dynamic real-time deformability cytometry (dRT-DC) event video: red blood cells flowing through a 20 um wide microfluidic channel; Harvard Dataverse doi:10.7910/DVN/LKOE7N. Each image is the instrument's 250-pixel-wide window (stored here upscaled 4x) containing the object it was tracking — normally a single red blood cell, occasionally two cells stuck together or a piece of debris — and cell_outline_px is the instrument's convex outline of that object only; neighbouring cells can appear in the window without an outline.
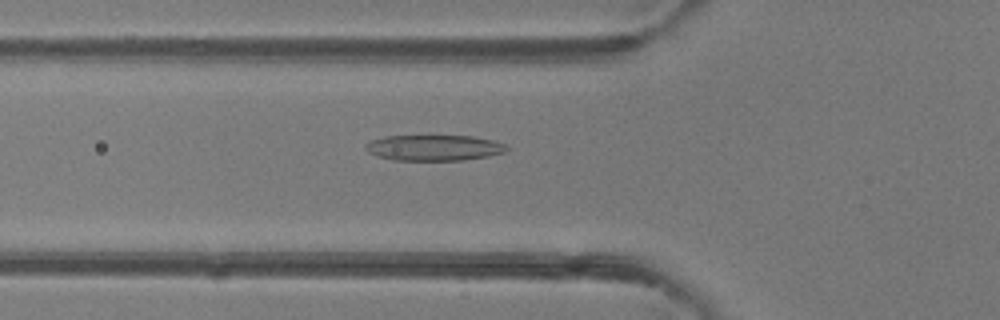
{"species": "common noctule bat (a hibernating species)", "species_latin": "Nyctalus noctula", "temperature_condition": "room temperature", "stored_images_in_passage": 48, "camera_frame_rate_fps": 3000, "um_per_image_px": 0.085, "animal": {"sex": "female"}, "frame": {"image": 1, "passage_image": 17, "time_ms": 5.333, "image_size_px": [1000, 320], "cell_outline_px": [[508, 148], [504, 152], [488, 156], [464, 160], [392, 160], [368, 152], [364, 148], [364, 144], [372, 140], [384, 136], [472, 136], [492, 140], [508, 144]], "centroid_in_image_um": [36.9, 12.56], "position_along_channel_um": 88.9, "area_um2": 21.15}}
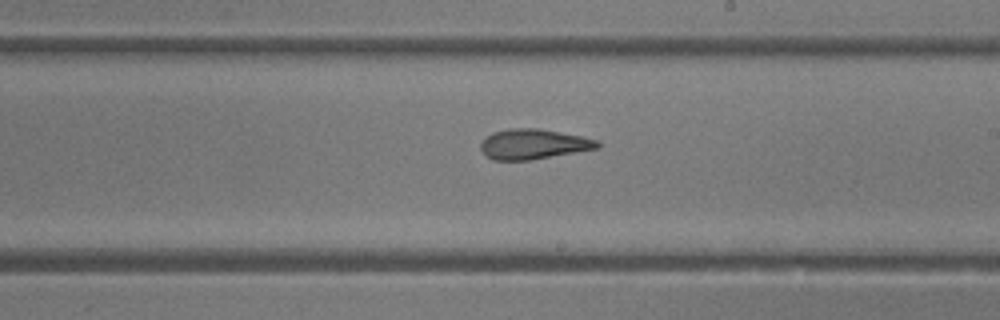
{"frame": {"image": 2, "passage_image": 28, "time_ms": 9.0, "image_size_px": [1000, 320], "cell_outline_px": [[600, 148], [528, 160], [492, 160], [480, 148], [480, 140], [492, 132], [508, 128], [540, 128], [580, 136], [596, 140], [600, 144]], "centroid_in_image_um": [45.29, 12.24], "position_along_channel_um": 243.7, "area_um2": 20.46}}
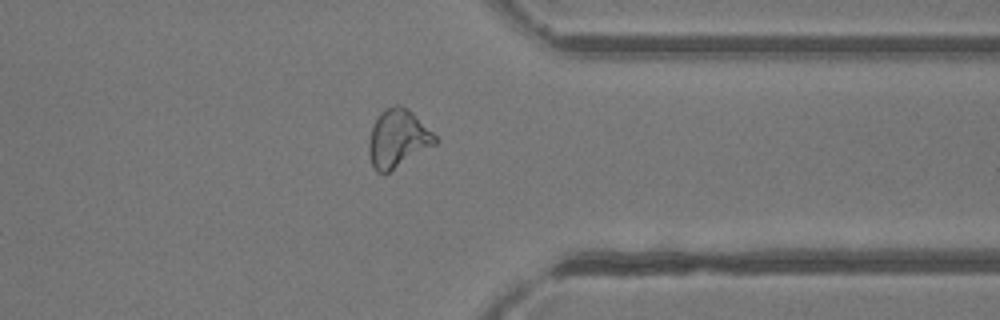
{"frame": {"image": 3, "passage_image": 38, "time_ms": 12.333, "image_size_px": [1000, 320], "cell_outline_px": [[440, 140], [436, 144], [384, 176], [376, 172], [372, 168], [368, 152], [368, 140], [372, 128], [380, 112], [384, 108], [396, 104], [400, 104], [408, 108]], "centroid_in_image_um": [33.79, 11.81], "position_along_channel_um": 377.6, "area_um2": 22.83}, "authors_computed_cell_mechanics": {"area_um2": 22.4553, "velocity_mm_per_s": 4.1984, "shape_relaxation_time_tau1_ms": 9.0398, "shape_relaxation_time_tau2_ms": 1.8217, "deformation_change_tau1": 0.2488, "deformation_change_tau2": 0.1106}}